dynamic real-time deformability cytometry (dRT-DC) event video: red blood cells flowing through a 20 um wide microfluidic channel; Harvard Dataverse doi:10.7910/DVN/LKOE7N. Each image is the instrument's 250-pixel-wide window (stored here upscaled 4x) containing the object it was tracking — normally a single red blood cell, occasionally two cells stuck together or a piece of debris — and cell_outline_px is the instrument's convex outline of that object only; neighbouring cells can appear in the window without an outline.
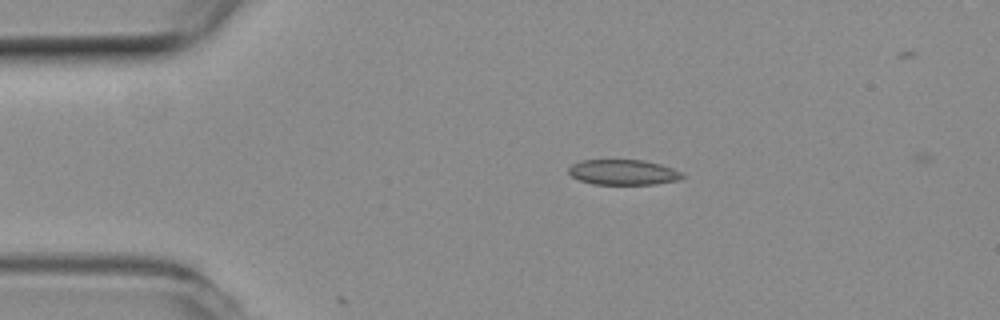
{"species": "common noctule bat (a hibernating species)", "species_latin": "Nyctalus noctula", "temperature_condition": "room temperature", "stored_images_in_passage": 7, "camera_frame_rate_fps": 3000, "um_per_image_px": 0.085, "animal": {"sex": "female", "body_mass_g": 19.3, "forearm_length_mm": 54.1}, "frame": {"image": 1, "passage_image": 1, "time_ms": 0.0, "image_size_px": [1000, 320], "cell_outline_px": [[684, 176], [680, 180], [656, 184], [592, 184], [580, 180], [572, 176], [568, 172], [568, 168], [572, 164], [580, 160], [644, 160], [660, 164], [672, 168], [680, 172]], "centroid_in_image_um": [52.96, 14.64], "position_along_channel_um": 32.0, "area_um2": 16.76}}
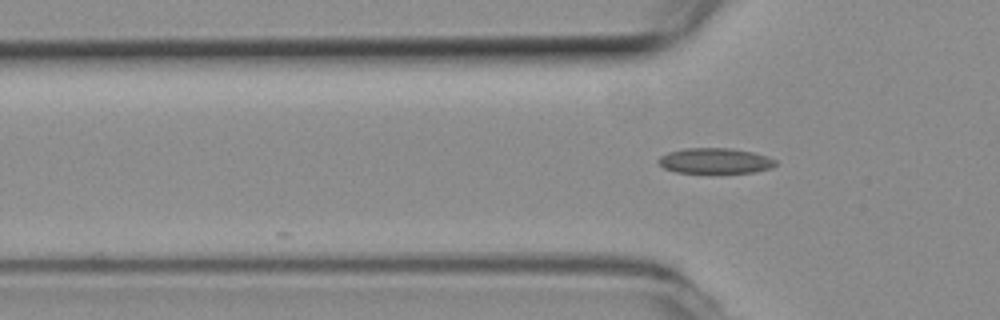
{"frame": {"image": 2, "passage_image": 7, "time_ms": 2.0, "image_size_px": [1000, 320], "cell_outline_px": [[776, 164], [768, 168], [752, 172], [676, 172], [664, 168], [656, 160], [660, 156], [668, 152], [684, 148], [732, 148], [752, 152], [768, 156], [776, 160]], "centroid_in_image_um": [60.75, 13.65], "position_along_channel_um": 65.1, "area_um2": 17.17}}